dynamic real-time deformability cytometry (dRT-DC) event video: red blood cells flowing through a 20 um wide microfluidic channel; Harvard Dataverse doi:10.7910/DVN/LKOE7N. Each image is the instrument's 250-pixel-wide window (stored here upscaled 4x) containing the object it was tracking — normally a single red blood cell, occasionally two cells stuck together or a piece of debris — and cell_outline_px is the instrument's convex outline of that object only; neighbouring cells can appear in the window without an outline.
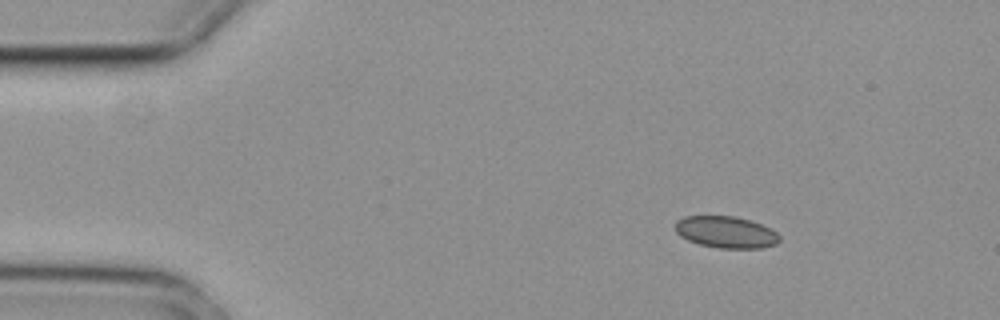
{"species": "common noctule bat (a hibernating species)", "species_latin": "Nyctalus noctula", "temperature_condition": "cold", "stored_images_in_passage": 3, "camera_frame_rate_fps": 3000, "um_per_image_px": 0.085, "animal": {"sex": "female", "body_mass_g": 29.2, "forearm_length_mm": 56.3}, "frame": {"image": 1, "passage_image": 1, "time_ms": 0.0, "image_size_px": [1000, 320], "cell_outline_px": [[780, 240], [776, 244], [764, 248], [720, 248], [700, 244], [688, 240], [680, 236], [676, 232], [676, 220], [684, 216], [736, 216], [760, 224], [776, 232], [780, 236]], "centroid_in_image_um": [61.7, 19.73], "position_along_channel_um": 23.3, "area_um2": 19.19}}
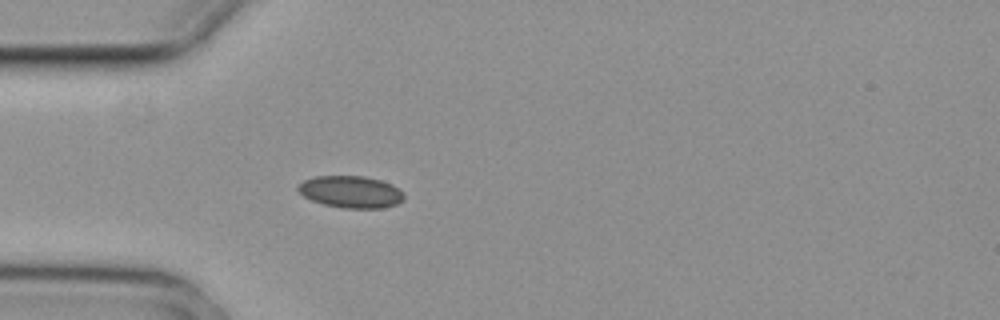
{"frame": {"image": 2, "passage_image": 3, "time_ms": 0.667, "image_size_px": [1000, 320], "cell_outline_px": [[404, 200], [396, 204], [384, 208], [344, 208], [324, 204], [312, 200], [304, 196], [296, 188], [304, 180], [316, 176], [364, 176], [380, 180], [392, 184], [404, 192]], "centroid_in_image_um": [29.85, 16.31], "position_along_channel_um": 55.1, "area_um2": 19.71}}